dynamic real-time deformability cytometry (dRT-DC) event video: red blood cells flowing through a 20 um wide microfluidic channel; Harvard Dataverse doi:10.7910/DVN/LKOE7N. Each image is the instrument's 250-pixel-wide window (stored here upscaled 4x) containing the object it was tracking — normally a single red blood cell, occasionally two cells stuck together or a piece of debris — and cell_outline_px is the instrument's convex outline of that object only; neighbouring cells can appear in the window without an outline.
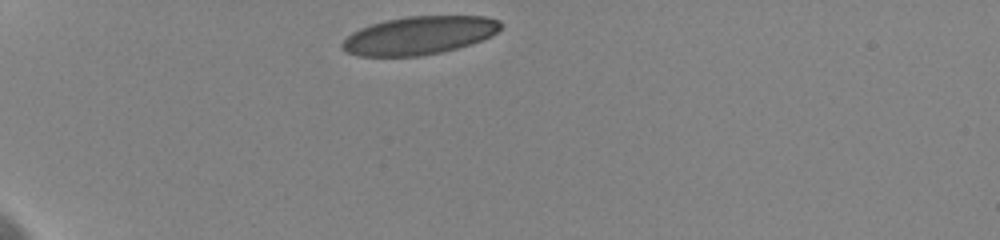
{"species": "human", "species_latin": "Homo sapiens", "temperature_condition": "cold", "stored_images_in_passage": 3, "camera_frame_rate_fps": 3000, "um_per_image_px": 0.085, "donor": {"sex": "female"}, "frame": {"image": 1, "passage_image": 1, "time_ms": 0.0, "image_size_px": [1000, 240], "cell_outline_px": [[500, 28], [492, 36], [472, 44], [440, 52], [420, 56], [360, 56], [348, 52], [340, 44], [352, 32], [360, 28], [372, 24], [388, 20], [408, 16], [484, 16], [500, 20]], "centroid_in_image_um": [35.65, 3.01], "position_along_channel_um": 49.3, "area_um2": 34.97}}